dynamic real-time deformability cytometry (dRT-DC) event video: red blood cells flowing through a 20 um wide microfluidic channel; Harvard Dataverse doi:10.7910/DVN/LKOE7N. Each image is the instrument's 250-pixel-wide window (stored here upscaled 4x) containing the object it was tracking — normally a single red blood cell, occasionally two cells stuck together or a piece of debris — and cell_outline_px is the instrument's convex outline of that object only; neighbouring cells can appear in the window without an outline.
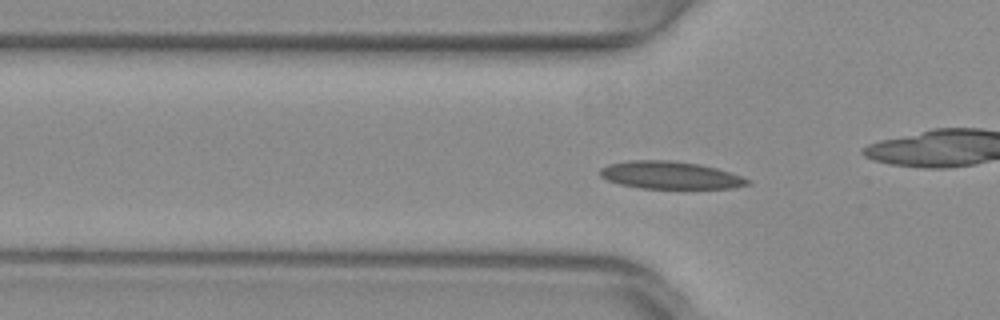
{"species": "common noctule bat (a hibernating species)", "species_latin": "Nyctalus noctula", "temperature_condition": "warm", "stored_images_in_passage": 40, "camera_frame_rate_fps": 3000, "um_per_image_px": 0.085, "animal": {"sex": "female", "body_mass_g": 29.2, "forearm_length_mm": 56.3}, "frame": {"image": 1, "passage_image": 4, "time_ms": 1.0, "image_size_px": [1000, 320], "cell_outline_px": [[752, 184], [732, 188], [640, 188], [620, 184], [608, 180], [600, 176], [600, 168], [608, 164], [628, 160], [668, 160], [700, 164], [716, 168], [752, 180]], "centroid_in_image_um": [56.96, 14.89], "position_along_channel_um": 68.8, "area_um2": 23.64}}
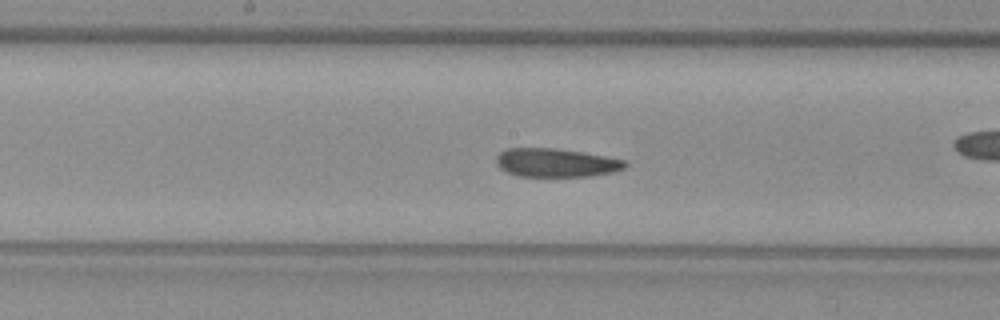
{"frame": {"image": 2, "passage_image": 14, "time_ms": 4.333, "image_size_px": [1000, 320], "cell_outline_px": [[628, 164], [624, 168], [616, 172], [592, 176], [516, 176], [500, 168], [496, 164], [496, 156], [500, 152], [508, 148], [556, 148], [628, 160]], "centroid_in_image_um": [47.28, 13.83], "position_along_channel_um": 200.9, "area_um2": 21.56}}
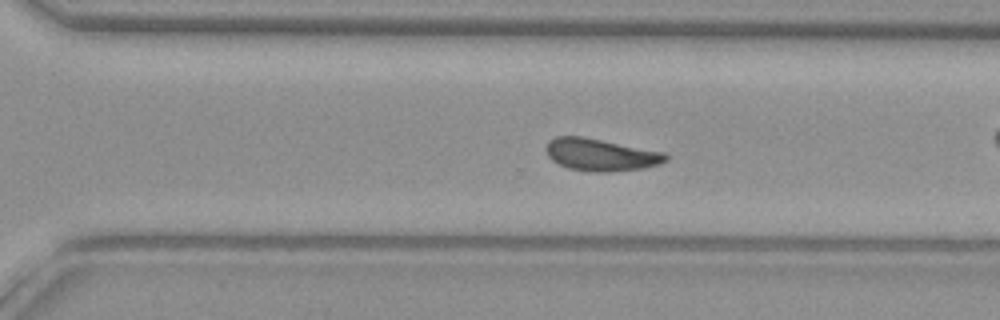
{"frame": {"image": 3, "passage_image": 23, "time_ms": 7.333, "image_size_px": [1000, 320], "cell_outline_px": [[668, 160], [660, 164], [644, 168], [608, 172], [592, 172], [568, 168], [552, 160], [548, 156], [548, 140], [556, 136], [584, 136], [664, 152], [668, 156]], "centroid_in_image_um": [51.09, 13.15], "position_along_channel_um": 319.5, "area_um2": 22.48}, "authors_computed_cell_mechanics": {"area_um2": 22.1952, "velocity_mm_per_s": 3.9636, "shape_relaxation_time_tau1_ms": 7.6708, "shape_relaxation_time_tau2_ms": 3.1009, "deformation_change_tau1": 0.1802, "deformation_change_tau2": 0.0852}}